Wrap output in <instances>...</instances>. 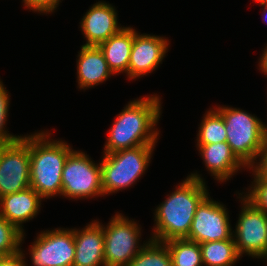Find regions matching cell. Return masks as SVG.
Listing matches in <instances>:
<instances>
[{
  "mask_svg": "<svg viewBox=\"0 0 267 266\" xmlns=\"http://www.w3.org/2000/svg\"><path fill=\"white\" fill-rule=\"evenodd\" d=\"M155 209L154 233L150 239L167 242L187 239L197 206L209 194L198 173H191Z\"/></svg>",
  "mask_w": 267,
  "mask_h": 266,
  "instance_id": "obj_1",
  "label": "cell"
},
{
  "mask_svg": "<svg viewBox=\"0 0 267 266\" xmlns=\"http://www.w3.org/2000/svg\"><path fill=\"white\" fill-rule=\"evenodd\" d=\"M160 115L161 100L157 95L130 101L116 116L104 145V153L155 145L159 131L154 127Z\"/></svg>",
  "mask_w": 267,
  "mask_h": 266,
  "instance_id": "obj_2",
  "label": "cell"
},
{
  "mask_svg": "<svg viewBox=\"0 0 267 266\" xmlns=\"http://www.w3.org/2000/svg\"><path fill=\"white\" fill-rule=\"evenodd\" d=\"M49 137L44 131L30 135V187L43 199L61 195L63 167L73 151L66 142Z\"/></svg>",
  "mask_w": 267,
  "mask_h": 266,
  "instance_id": "obj_3",
  "label": "cell"
},
{
  "mask_svg": "<svg viewBox=\"0 0 267 266\" xmlns=\"http://www.w3.org/2000/svg\"><path fill=\"white\" fill-rule=\"evenodd\" d=\"M215 110L223 117L226 142L236 157L251 169L267 143L265 124L257 116L239 108L219 106Z\"/></svg>",
  "mask_w": 267,
  "mask_h": 266,
  "instance_id": "obj_4",
  "label": "cell"
},
{
  "mask_svg": "<svg viewBox=\"0 0 267 266\" xmlns=\"http://www.w3.org/2000/svg\"><path fill=\"white\" fill-rule=\"evenodd\" d=\"M155 145H141L104 153L101 165L103 194L126 189L135 183L147 170Z\"/></svg>",
  "mask_w": 267,
  "mask_h": 266,
  "instance_id": "obj_5",
  "label": "cell"
},
{
  "mask_svg": "<svg viewBox=\"0 0 267 266\" xmlns=\"http://www.w3.org/2000/svg\"><path fill=\"white\" fill-rule=\"evenodd\" d=\"M61 195L70 199L104 195L100 163H94L82 151L73 150L63 167Z\"/></svg>",
  "mask_w": 267,
  "mask_h": 266,
  "instance_id": "obj_6",
  "label": "cell"
},
{
  "mask_svg": "<svg viewBox=\"0 0 267 266\" xmlns=\"http://www.w3.org/2000/svg\"><path fill=\"white\" fill-rule=\"evenodd\" d=\"M103 233L105 266H127L143 248L139 245L141 228L121 213L112 217Z\"/></svg>",
  "mask_w": 267,
  "mask_h": 266,
  "instance_id": "obj_7",
  "label": "cell"
},
{
  "mask_svg": "<svg viewBox=\"0 0 267 266\" xmlns=\"http://www.w3.org/2000/svg\"><path fill=\"white\" fill-rule=\"evenodd\" d=\"M30 187V135L0 144V197Z\"/></svg>",
  "mask_w": 267,
  "mask_h": 266,
  "instance_id": "obj_8",
  "label": "cell"
},
{
  "mask_svg": "<svg viewBox=\"0 0 267 266\" xmlns=\"http://www.w3.org/2000/svg\"><path fill=\"white\" fill-rule=\"evenodd\" d=\"M233 238L241 257L267 258V213L257 208L245 196Z\"/></svg>",
  "mask_w": 267,
  "mask_h": 266,
  "instance_id": "obj_9",
  "label": "cell"
},
{
  "mask_svg": "<svg viewBox=\"0 0 267 266\" xmlns=\"http://www.w3.org/2000/svg\"><path fill=\"white\" fill-rule=\"evenodd\" d=\"M208 194L197 206L187 240L197 243L228 240L233 237L228 212Z\"/></svg>",
  "mask_w": 267,
  "mask_h": 266,
  "instance_id": "obj_10",
  "label": "cell"
},
{
  "mask_svg": "<svg viewBox=\"0 0 267 266\" xmlns=\"http://www.w3.org/2000/svg\"><path fill=\"white\" fill-rule=\"evenodd\" d=\"M30 247L32 266H73L74 229L41 232Z\"/></svg>",
  "mask_w": 267,
  "mask_h": 266,
  "instance_id": "obj_11",
  "label": "cell"
},
{
  "mask_svg": "<svg viewBox=\"0 0 267 266\" xmlns=\"http://www.w3.org/2000/svg\"><path fill=\"white\" fill-rule=\"evenodd\" d=\"M167 39L151 34H139L134 29V41L129 59L128 77L136 79L154 71L167 53Z\"/></svg>",
  "mask_w": 267,
  "mask_h": 266,
  "instance_id": "obj_12",
  "label": "cell"
},
{
  "mask_svg": "<svg viewBox=\"0 0 267 266\" xmlns=\"http://www.w3.org/2000/svg\"><path fill=\"white\" fill-rule=\"evenodd\" d=\"M115 7L104 1L95 3L83 16L80 27L86 38L84 46H98L122 28Z\"/></svg>",
  "mask_w": 267,
  "mask_h": 266,
  "instance_id": "obj_13",
  "label": "cell"
},
{
  "mask_svg": "<svg viewBox=\"0 0 267 266\" xmlns=\"http://www.w3.org/2000/svg\"><path fill=\"white\" fill-rule=\"evenodd\" d=\"M43 198L31 187L0 197V215L20 232L22 224L33 219L39 212Z\"/></svg>",
  "mask_w": 267,
  "mask_h": 266,
  "instance_id": "obj_14",
  "label": "cell"
},
{
  "mask_svg": "<svg viewBox=\"0 0 267 266\" xmlns=\"http://www.w3.org/2000/svg\"><path fill=\"white\" fill-rule=\"evenodd\" d=\"M103 224L92 221L81 231L74 229L73 266H105Z\"/></svg>",
  "mask_w": 267,
  "mask_h": 266,
  "instance_id": "obj_15",
  "label": "cell"
},
{
  "mask_svg": "<svg viewBox=\"0 0 267 266\" xmlns=\"http://www.w3.org/2000/svg\"><path fill=\"white\" fill-rule=\"evenodd\" d=\"M205 166L219 182H226L240 168L246 167L233 153L229 144L218 142L206 145H197Z\"/></svg>",
  "mask_w": 267,
  "mask_h": 266,
  "instance_id": "obj_16",
  "label": "cell"
},
{
  "mask_svg": "<svg viewBox=\"0 0 267 266\" xmlns=\"http://www.w3.org/2000/svg\"><path fill=\"white\" fill-rule=\"evenodd\" d=\"M78 53L77 78L80 89L96 86L114 75L98 46L82 45Z\"/></svg>",
  "mask_w": 267,
  "mask_h": 266,
  "instance_id": "obj_17",
  "label": "cell"
},
{
  "mask_svg": "<svg viewBox=\"0 0 267 266\" xmlns=\"http://www.w3.org/2000/svg\"><path fill=\"white\" fill-rule=\"evenodd\" d=\"M133 41L134 29L132 27H124L107 41L98 45L113 74L125 72L128 76Z\"/></svg>",
  "mask_w": 267,
  "mask_h": 266,
  "instance_id": "obj_18",
  "label": "cell"
},
{
  "mask_svg": "<svg viewBox=\"0 0 267 266\" xmlns=\"http://www.w3.org/2000/svg\"><path fill=\"white\" fill-rule=\"evenodd\" d=\"M202 263L206 266H232L239 259L234 238L200 243Z\"/></svg>",
  "mask_w": 267,
  "mask_h": 266,
  "instance_id": "obj_19",
  "label": "cell"
},
{
  "mask_svg": "<svg viewBox=\"0 0 267 266\" xmlns=\"http://www.w3.org/2000/svg\"><path fill=\"white\" fill-rule=\"evenodd\" d=\"M127 266H172L165 242L149 239Z\"/></svg>",
  "mask_w": 267,
  "mask_h": 266,
  "instance_id": "obj_20",
  "label": "cell"
},
{
  "mask_svg": "<svg viewBox=\"0 0 267 266\" xmlns=\"http://www.w3.org/2000/svg\"><path fill=\"white\" fill-rule=\"evenodd\" d=\"M172 259V266H203L200 244L187 239L165 242Z\"/></svg>",
  "mask_w": 267,
  "mask_h": 266,
  "instance_id": "obj_21",
  "label": "cell"
},
{
  "mask_svg": "<svg viewBox=\"0 0 267 266\" xmlns=\"http://www.w3.org/2000/svg\"><path fill=\"white\" fill-rule=\"evenodd\" d=\"M201 122L197 135V145L226 141L227 133L223 117L215 109H210Z\"/></svg>",
  "mask_w": 267,
  "mask_h": 266,
  "instance_id": "obj_22",
  "label": "cell"
},
{
  "mask_svg": "<svg viewBox=\"0 0 267 266\" xmlns=\"http://www.w3.org/2000/svg\"><path fill=\"white\" fill-rule=\"evenodd\" d=\"M24 234L0 215V254L9 256L20 251Z\"/></svg>",
  "mask_w": 267,
  "mask_h": 266,
  "instance_id": "obj_23",
  "label": "cell"
},
{
  "mask_svg": "<svg viewBox=\"0 0 267 266\" xmlns=\"http://www.w3.org/2000/svg\"><path fill=\"white\" fill-rule=\"evenodd\" d=\"M7 91L0 80V144H9L23 137L12 135L5 130L10 105V95Z\"/></svg>",
  "mask_w": 267,
  "mask_h": 266,
  "instance_id": "obj_24",
  "label": "cell"
},
{
  "mask_svg": "<svg viewBox=\"0 0 267 266\" xmlns=\"http://www.w3.org/2000/svg\"><path fill=\"white\" fill-rule=\"evenodd\" d=\"M253 182L250 187L251 189L248 190V194H245V197L250 202H252L257 208L267 213V180L262 179L255 172Z\"/></svg>",
  "mask_w": 267,
  "mask_h": 266,
  "instance_id": "obj_25",
  "label": "cell"
},
{
  "mask_svg": "<svg viewBox=\"0 0 267 266\" xmlns=\"http://www.w3.org/2000/svg\"><path fill=\"white\" fill-rule=\"evenodd\" d=\"M61 0H23L26 8L39 13H52Z\"/></svg>",
  "mask_w": 267,
  "mask_h": 266,
  "instance_id": "obj_26",
  "label": "cell"
},
{
  "mask_svg": "<svg viewBox=\"0 0 267 266\" xmlns=\"http://www.w3.org/2000/svg\"><path fill=\"white\" fill-rule=\"evenodd\" d=\"M25 254L20 248V251L16 254L3 256L0 259V266H26Z\"/></svg>",
  "mask_w": 267,
  "mask_h": 266,
  "instance_id": "obj_27",
  "label": "cell"
},
{
  "mask_svg": "<svg viewBox=\"0 0 267 266\" xmlns=\"http://www.w3.org/2000/svg\"><path fill=\"white\" fill-rule=\"evenodd\" d=\"M260 162H255L256 165H253L251 170L256 172L262 179L267 180V143L262 152L259 155Z\"/></svg>",
  "mask_w": 267,
  "mask_h": 266,
  "instance_id": "obj_28",
  "label": "cell"
},
{
  "mask_svg": "<svg viewBox=\"0 0 267 266\" xmlns=\"http://www.w3.org/2000/svg\"><path fill=\"white\" fill-rule=\"evenodd\" d=\"M259 67L264 75H267V46L264 48L263 54L260 57Z\"/></svg>",
  "mask_w": 267,
  "mask_h": 266,
  "instance_id": "obj_29",
  "label": "cell"
},
{
  "mask_svg": "<svg viewBox=\"0 0 267 266\" xmlns=\"http://www.w3.org/2000/svg\"><path fill=\"white\" fill-rule=\"evenodd\" d=\"M256 2L257 3L259 2L261 6H264V9H262V10H264L263 11L264 15H262V16H264L263 19L267 22V18H266L267 17V0H256Z\"/></svg>",
  "mask_w": 267,
  "mask_h": 266,
  "instance_id": "obj_30",
  "label": "cell"
}]
</instances>
